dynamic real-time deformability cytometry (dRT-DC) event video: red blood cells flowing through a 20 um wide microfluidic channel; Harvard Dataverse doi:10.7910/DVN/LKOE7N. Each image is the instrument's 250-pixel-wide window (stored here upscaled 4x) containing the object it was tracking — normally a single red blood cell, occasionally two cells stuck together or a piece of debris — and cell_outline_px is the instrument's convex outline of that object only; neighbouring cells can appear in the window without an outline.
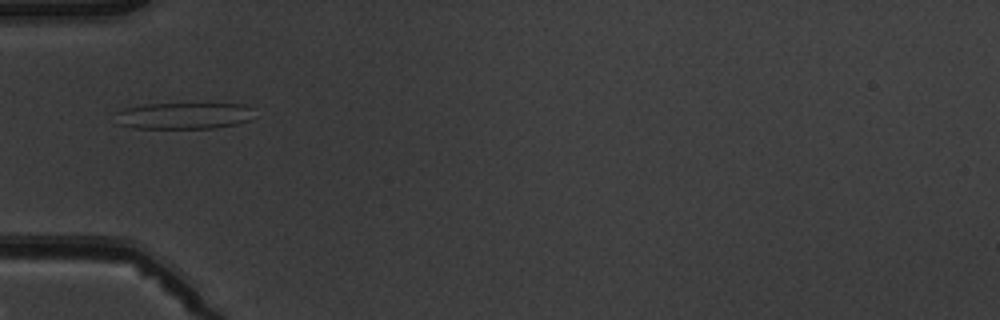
{"species": "common noctule bat (a hibernating species)", "species_latin": "Nyctalus noctula", "temperature_condition": "warm", "stored_images_in_passage": 4, "camera_frame_rate_fps": 3000, "um_per_image_px": 0.085, "animal": {"sex": "male", "body_mass_g": 19.5, "forearm_length_mm": 54.6}, "frame": {"image": 1, "passage_image": 3, "time_ms": 2.333, "image_size_px": [1000, 320], "cell_outline_px": [[256, 108], [248, 120], [236, 124], [216, 128], [132, 128], [116, 124], [116, 112], [124, 108], [144, 104], [244, 104]], "centroid_in_image_um": [15.6, 9.84], "position_along_channel_um": 69.4, "area_um2": 21.62}}
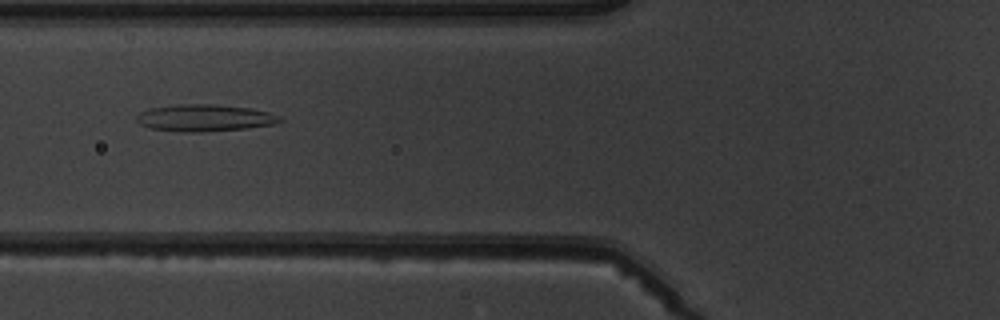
{"frame": {"image": 2, "passage_image": 4, "time_ms": 3.333, "image_size_px": [1000, 320], "cell_outline_px": [[284, 120], [272, 124], [248, 128], [200, 132], [188, 132], [148, 128], [140, 124], [136, 120], [136, 116], [140, 112], [152, 108], [176, 104], [212, 104], [248, 108], [268, 112], [280, 116]], "centroid_in_image_um": [17.37, 10.02], "position_along_channel_um": 108.4, "area_um2": 22.31}}